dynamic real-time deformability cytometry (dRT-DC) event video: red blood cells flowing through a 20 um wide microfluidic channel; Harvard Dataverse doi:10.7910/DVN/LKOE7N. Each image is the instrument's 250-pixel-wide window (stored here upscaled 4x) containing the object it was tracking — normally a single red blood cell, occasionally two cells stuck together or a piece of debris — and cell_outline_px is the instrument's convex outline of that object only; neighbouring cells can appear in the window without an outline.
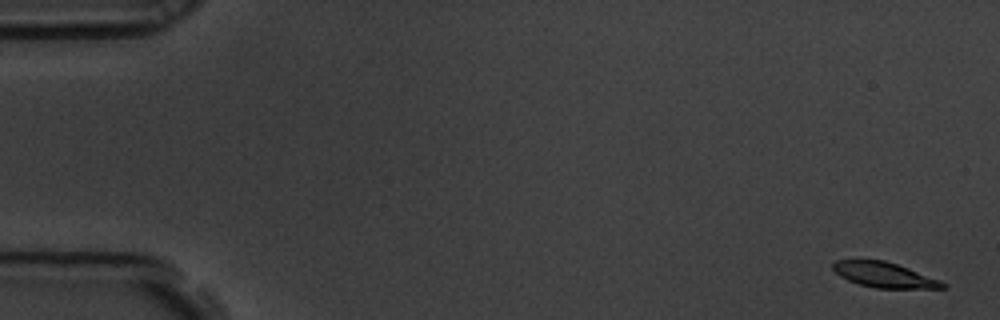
{"species": "common noctule bat (a hibernating species)", "species_latin": "Nyctalus noctula", "temperature_condition": "room temperature", "stored_images_in_passage": 4, "camera_frame_rate_fps": 3000, "um_per_image_px": 0.085, "animal": {"sex": "male", "body_mass_g": 19.5, "forearm_length_mm": 54.6}, "frame": {"image": 1, "passage_image": 1, "time_ms": 0.0, "image_size_px": [1000, 320], "cell_outline_px": [[948, 288], [876, 288], [860, 284], [848, 280], [840, 276], [832, 268], [832, 264], [836, 260], [884, 260], [908, 268], [940, 280], [948, 284]], "centroid_in_image_um": [75.18, 23.37], "position_along_channel_um": 9.8, "area_um2": 15.95}}